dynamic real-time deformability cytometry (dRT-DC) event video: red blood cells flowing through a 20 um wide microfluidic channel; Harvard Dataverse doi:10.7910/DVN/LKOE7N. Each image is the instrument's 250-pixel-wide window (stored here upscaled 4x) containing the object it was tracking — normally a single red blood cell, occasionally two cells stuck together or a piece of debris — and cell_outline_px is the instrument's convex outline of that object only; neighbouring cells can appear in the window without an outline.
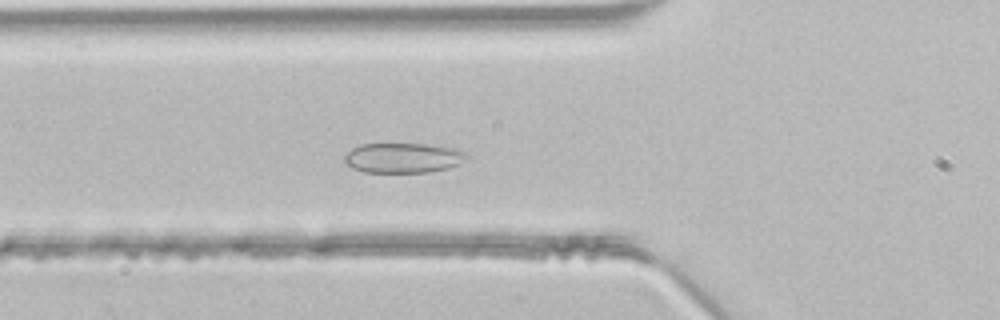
{"species": "common noctule bat (a hibernating species)", "species_latin": "Nyctalus noctula", "temperature_condition": "room temperature", "stored_images_in_passage": 44, "segment_of_instrument_passage": [1, 2], "camera_frame_rate_fps": 3000, "um_per_image_px": 0.085, "animal": {"sex": "male", "body_mass_g": 21.5, "forearm_length_mm": 52.0}, "frame": {"image": 1, "passage_image": 13, "time_ms": 4.0, "image_size_px": [1000, 320], "cell_outline_px": [[468, 156], [460, 164], [448, 168], [428, 172], [364, 172], [352, 168], [344, 160], [344, 156], [352, 148], [360, 144], [428, 144], [456, 148], [468, 152]], "centroid_in_image_um": [34.3, 13.41], "position_along_channel_um": 91.5, "area_um2": 21.44}}
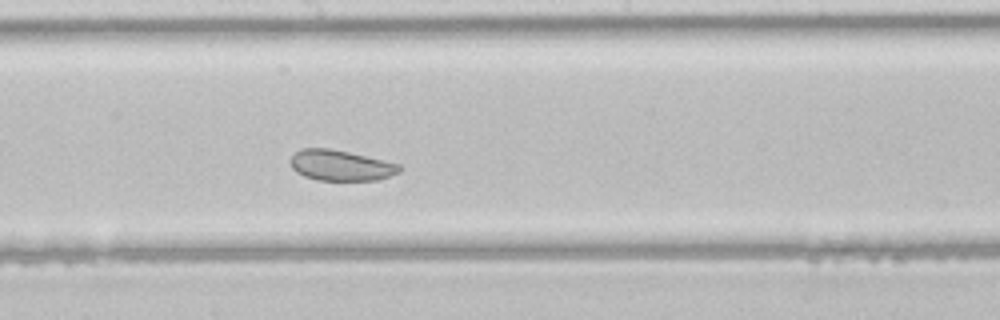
{"frame": {"image": 2, "passage_image": 22, "time_ms": 7.0, "image_size_px": [1000, 320], "cell_outline_px": [[400, 172], [376, 180], [316, 180], [304, 176], [296, 172], [292, 168], [288, 160], [300, 148], [328, 148], [348, 152], [400, 164]], "centroid_in_image_um": [28.9, 14.06], "position_along_channel_um": 219.3, "area_um2": 19.36}}
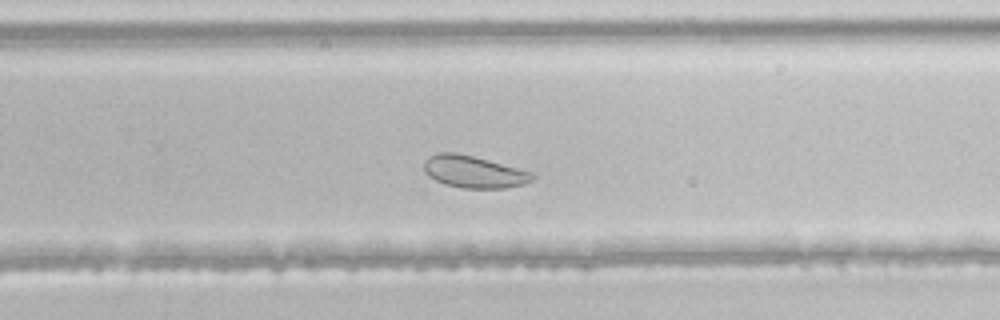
{"frame": {"image": 3, "passage_image": 27, "time_ms": 8.667, "image_size_px": [1000, 320], "cell_outline_px": [[536, 176], [532, 180], [524, 184], [504, 188], [464, 188], [444, 184], [428, 176], [424, 172], [424, 160], [428, 156], [436, 152], [456, 152], [488, 160], [532, 172]], "centroid_in_image_um": [40.23, 14.59], "position_along_channel_um": 289.6, "area_um2": 20.29}}